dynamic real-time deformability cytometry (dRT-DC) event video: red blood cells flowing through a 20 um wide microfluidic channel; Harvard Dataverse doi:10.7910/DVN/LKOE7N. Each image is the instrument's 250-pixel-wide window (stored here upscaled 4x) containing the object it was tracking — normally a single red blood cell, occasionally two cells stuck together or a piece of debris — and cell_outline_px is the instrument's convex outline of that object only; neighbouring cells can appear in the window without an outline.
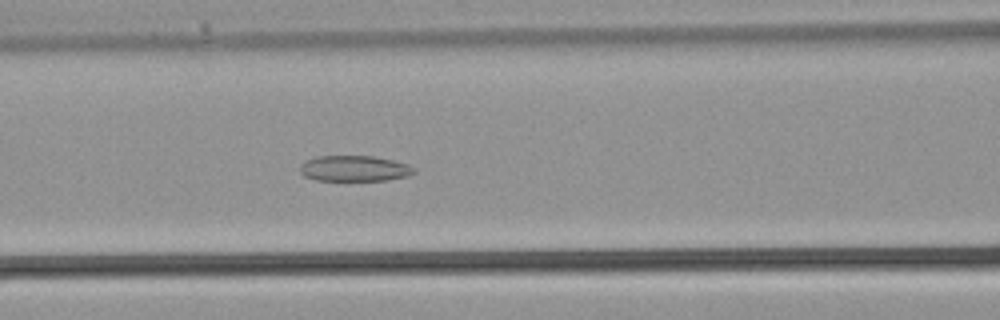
{"species": "common noctule bat (a hibernating species)", "species_latin": "Nyctalus noctula", "temperature_condition": "warm", "stored_images_in_passage": 34, "camera_frame_rate_fps": 3000, "um_per_image_px": 0.085, "animal": {"sex": "male", "body_mass_g": 21.5, "forearm_length_mm": 52.0}, "frame": {"image": 1, "passage_image": 14, "time_ms": 4.333, "image_size_px": [1000, 320], "cell_outline_px": [[416, 172], [408, 176], [388, 180], [316, 180], [304, 176], [300, 172], [300, 164], [316, 156], [372, 156], [392, 160], [408, 164], [416, 168]], "centroid_in_image_um": [30.14, 14.32], "position_along_channel_um": 136.5, "area_um2": 17.11}}
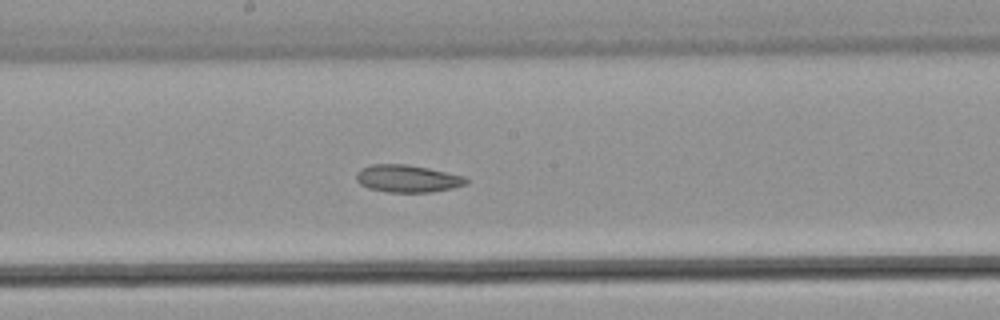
{"frame": {"image": 2, "passage_image": 18, "time_ms": 5.667, "image_size_px": [1000, 320], "cell_outline_px": [[468, 184], [452, 188], [432, 192], [388, 192], [368, 188], [360, 184], [356, 180], [356, 172], [360, 168], [372, 164], [408, 164], [428, 168], [464, 176], [468, 180]], "centroid_in_image_um": [34.61, 15.18], "position_along_channel_um": 213.6, "area_um2": 17.63}}
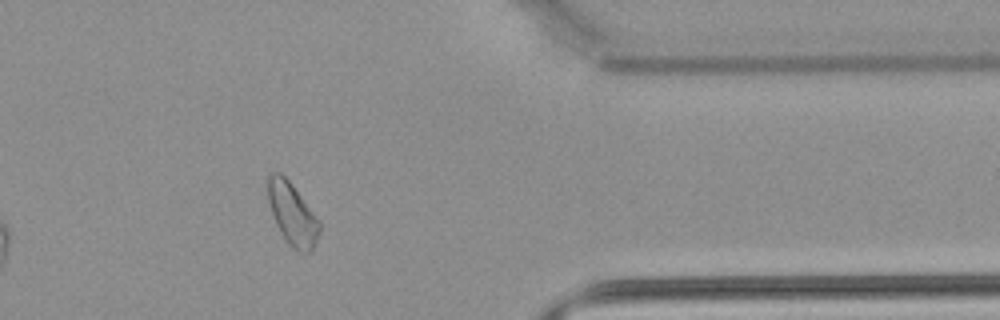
{"frame": {"image": 3, "passage_image": 28, "time_ms": 9.0, "image_size_px": [1000, 320], "cell_outline_px": [[320, 232], [312, 252], [304, 252], [292, 248], [288, 244], [280, 232], [276, 224], [268, 200], [268, 176], [272, 172], [280, 172], [292, 184], [320, 220]], "centroid_in_image_um": [24.87, 18.2], "position_along_channel_um": 386.5, "area_um2": 18.67}}